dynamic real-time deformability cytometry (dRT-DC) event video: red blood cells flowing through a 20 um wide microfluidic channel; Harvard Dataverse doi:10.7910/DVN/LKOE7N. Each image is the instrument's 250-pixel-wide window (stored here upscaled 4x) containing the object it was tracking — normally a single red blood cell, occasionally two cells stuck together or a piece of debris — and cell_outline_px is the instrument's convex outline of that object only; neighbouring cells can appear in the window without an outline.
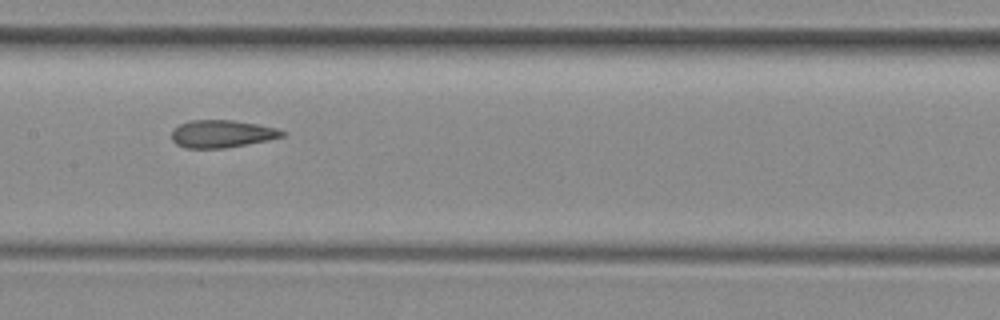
{"species": "common noctule bat (a hibernating species)", "species_latin": "Nyctalus noctula", "temperature_condition": "room temperature", "stored_images_in_passage": 31, "camera_frame_rate_fps": 3000, "um_per_image_px": 0.085, "animal": {"sex": "female", "body_mass_g": 29.2, "forearm_length_mm": 56.3}, "frame": {"image": 1, "passage_image": 10, "time_ms": 3.0, "image_size_px": [1000, 320], "cell_outline_px": [[284, 136], [268, 140], [224, 148], [184, 148], [176, 144], [172, 140], [172, 132], [180, 124], [188, 120], [232, 120], [256, 124], [276, 128], [284, 132]], "centroid_in_image_um": [18.83, 11.37], "position_along_channel_um": 188.6, "area_um2": 17.57}}
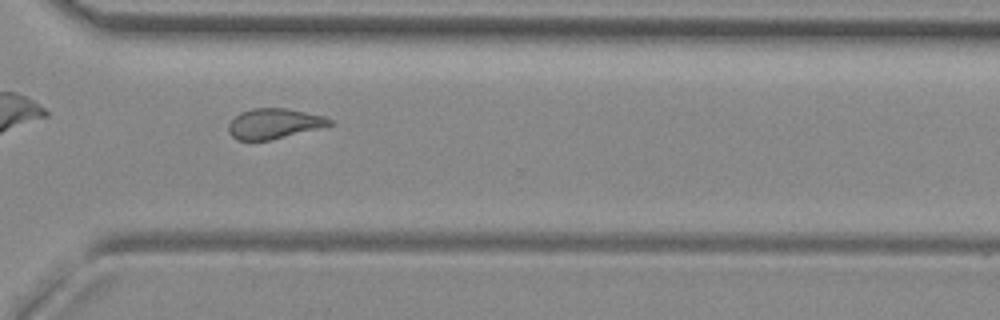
{"frame": {"image": 2, "passage_image": 22, "time_ms": 7.0, "image_size_px": [1000, 320], "cell_outline_px": [[336, 124], [320, 128], [268, 140], [236, 140], [228, 132], [228, 124], [240, 112], [252, 108], [284, 108], [324, 116], [332, 120]], "centroid_in_image_um": [23.29, 10.5], "position_along_channel_um": 347.3, "area_um2": 17.69}, "authors_computed_cell_mechanics": {"area_um2": 18.0914, "velocity_mm_per_s": 3.9812, "shape_relaxation_time_tau1_ms": null, "shape_relaxation_time_tau2_ms": 1.539, "deformation_change_tau1": null, "deformation_change_tau2": 0.0992}}